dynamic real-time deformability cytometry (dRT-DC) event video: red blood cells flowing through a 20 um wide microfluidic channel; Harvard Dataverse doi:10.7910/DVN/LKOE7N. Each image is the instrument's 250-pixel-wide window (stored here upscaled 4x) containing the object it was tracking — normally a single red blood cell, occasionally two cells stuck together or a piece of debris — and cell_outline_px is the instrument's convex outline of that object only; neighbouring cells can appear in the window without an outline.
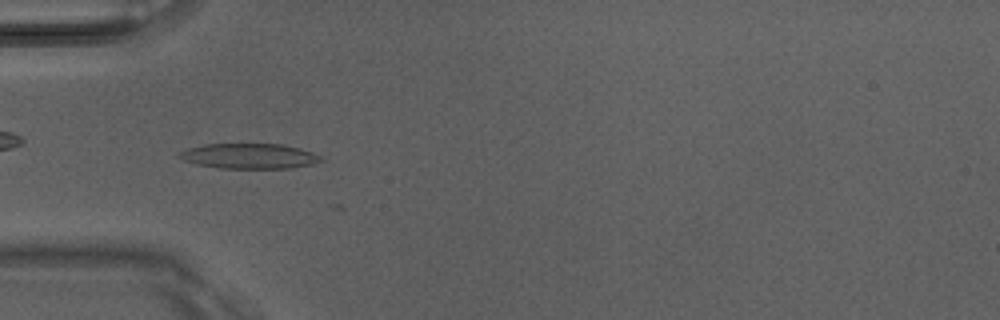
{"species": "Egyptian fruit bat (a non-hibernating species)", "species_latin": "Rousettus aegyptiacus", "temperature_condition": "room temperature", "stored_images_in_passage": 6, "camera_frame_rate_fps": 3000, "um_per_image_px": 0.085, "animal": {"sex": "male"}, "frame": {"image": 1, "passage_image": 5, "time_ms": 1.333, "image_size_px": [1000, 320], "cell_outline_px": [[324, 160], [312, 164], [288, 168], [220, 168], [196, 164], [184, 160], [176, 156], [176, 152], [188, 148], [204, 144], [280, 144], [300, 148], [312, 152], [320, 156]], "centroid_in_image_um": [21.14, 13.26], "position_along_channel_um": 63.9, "area_um2": 20.81}}